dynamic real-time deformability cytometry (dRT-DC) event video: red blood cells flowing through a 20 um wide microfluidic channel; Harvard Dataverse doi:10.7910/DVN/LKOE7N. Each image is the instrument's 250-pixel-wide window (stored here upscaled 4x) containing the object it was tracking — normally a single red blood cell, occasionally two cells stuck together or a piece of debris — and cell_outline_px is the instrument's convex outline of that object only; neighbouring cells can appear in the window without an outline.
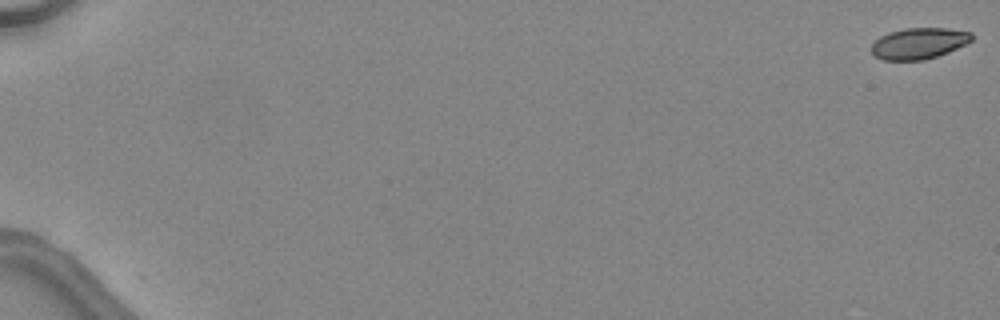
{"species": "common noctule bat (a hibernating species)", "species_latin": "Nyctalus noctula", "temperature_condition": "warm", "stored_images_in_passage": 49, "camera_frame_rate_fps": 3000, "um_per_image_px": 0.085, "animal": {"sex": "female", "body_mass_g": 24.6, "forearm_length_mm": 56.2}, "frame": {"image": 1, "passage_image": 1, "time_ms": 0.0, "image_size_px": [1000, 320], "cell_outline_px": [[972, 40], [968, 44], [948, 52], [924, 60], [884, 60], [876, 56], [872, 52], [872, 44], [880, 36], [888, 32], [904, 28], [948, 28], [972, 32]], "centroid_in_image_um": [78.13, 3.67], "position_along_channel_um": 6.9, "area_um2": 18.26}}
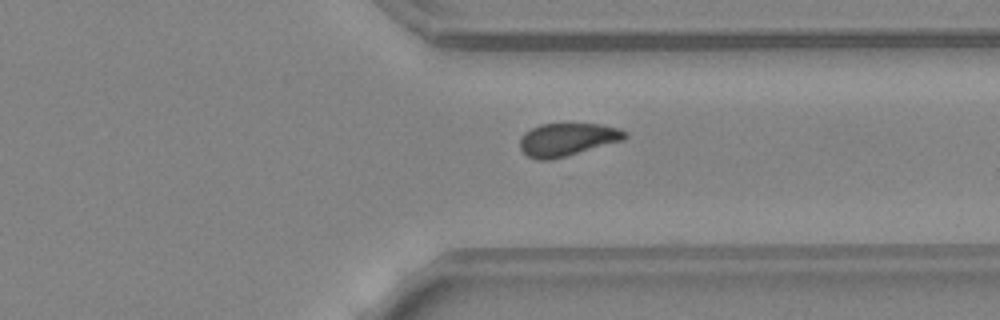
{"frame": {"image": 2, "passage_image": 39, "time_ms": 12.667, "image_size_px": [1000, 320], "cell_outline_px": [[628, 136], [624, 140], [552, 160], [536, 160], [528, 156], [520, 148], [520, 136], [524, 132], [540, 124], [600, 124], [620, 128], [628, 132]], "centroid_in_image_um": [48.23, 11.86], "position_along_channel_um": 363.2, "area_um2": 20.29}}
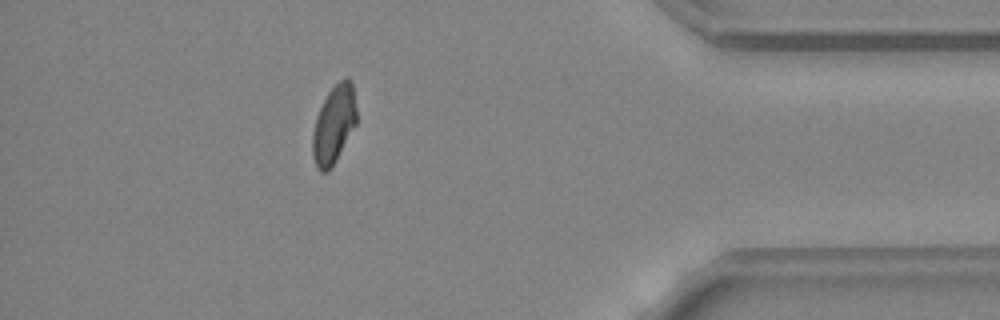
{"frame": {"image": 3, "passage_image": 44, "time_ms": 14.333, "image_size_px": [1000, 320], "cell_outline_px": [[356, 124], [336, 160], [328, 172], [320, 172], [316, 168], [312, 156], [312, 136], [316, 116], [328, 92], [344, 76], [348, 76], [352, 84], [356, 108]], "centroid_in_image_um": [28.36, 10.6], "position_along_channel_um": 406.8, "area_um2": 20.0}, "authors_computed_cell_mechanics": {"area_um2": 20.23, "velocity_mm_per_s": 4.5458, "shape_relaxation_time_tau1_ms": null, "shape_relaxation_time_tau2_ms": 5.5183, "deformation_change_tau1": null, "deformation_change_tau2": 0.1149}}